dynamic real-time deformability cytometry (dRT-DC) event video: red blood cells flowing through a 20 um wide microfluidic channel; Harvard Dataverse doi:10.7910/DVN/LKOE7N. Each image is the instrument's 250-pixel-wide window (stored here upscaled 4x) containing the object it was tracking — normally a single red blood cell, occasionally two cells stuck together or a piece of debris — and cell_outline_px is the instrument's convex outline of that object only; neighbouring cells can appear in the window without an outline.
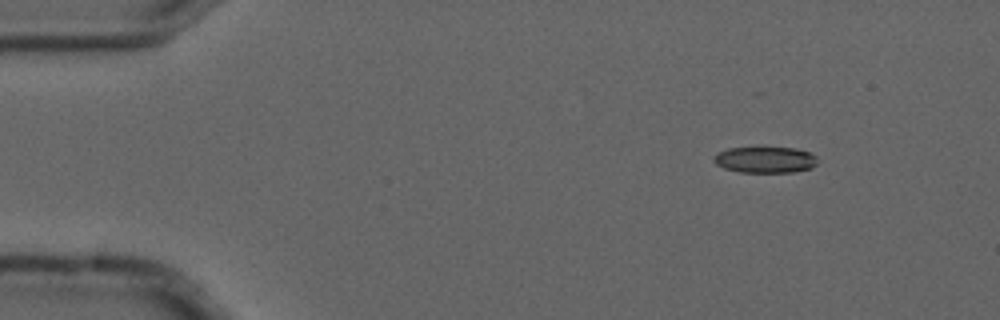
{"species": "common noctule bat (a hibernating species)", "species_latin": "Nyctalus noctula", "temperature_condition": "cold", "stored_images_in_passage": 3, "segment_of_instrument_passage": [1, 2], "camera_frame_rate_fps": 3000, "um_per_image_px": 0.085, "animal": {"sex": "male", "forearm_length_mm": 52.5}, "frame": {"image": 1, "passage_image": 1, "time_ms": 0.0, "image_size_px": [1000, 320], "cell_outline_px": [[816, 164], [812, 168], [792, 172], [740, 172], [724, 168], [716, 164], [712, 160], [712, 156], [728, 148], [796, 148], [808, 152], [816, 156]], "centroid_in_image_um": [65.02, 13.58], "position_along_channel_um": 20.0, "area_um2": 15.72}}
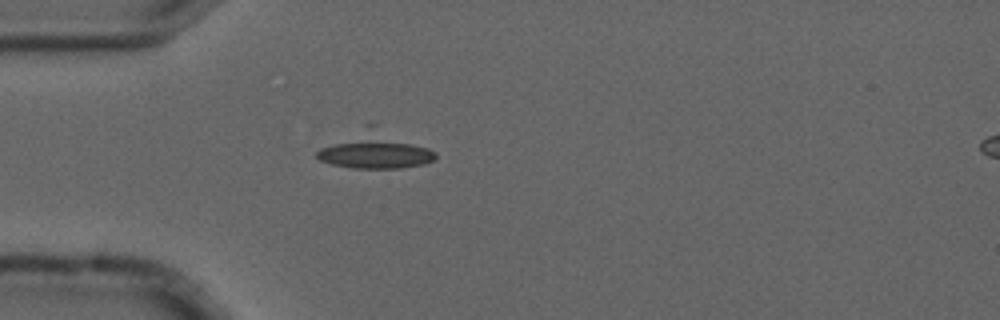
{"frame": {"image": 2, "passage_image": 2, "time_ms": 0.333, "image_size_px": [1000, 320], "cell_outline_px": [[436, 156], [432, 160], [424, 164], [400, 168], [352, 168], [332, 164], [320, 160], [316, 156], [316, 152], [320, 148], [336, 144], [368, 140], [376, 140], [408, 144], [428, 148], [436, 152]], "centroid_in_image_um": [31.91, 13.15], "position_along_channel_um": 53.1, "area_um2": 18.84}}